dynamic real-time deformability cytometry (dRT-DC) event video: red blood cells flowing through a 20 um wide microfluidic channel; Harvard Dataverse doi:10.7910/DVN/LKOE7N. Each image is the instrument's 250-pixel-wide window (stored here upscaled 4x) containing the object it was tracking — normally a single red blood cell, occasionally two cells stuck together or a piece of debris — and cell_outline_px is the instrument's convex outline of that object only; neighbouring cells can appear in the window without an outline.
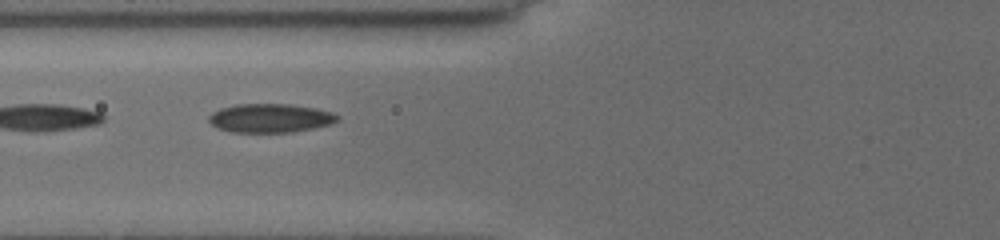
{"species": "common noctule bat (a hibernating species)", "species_latin": "Nyctalus noctula", "temperature_condition": "cold", "stored_images_in_passage": 9, "camera_frame_rate_fps": 3000, "um_per_image_px": 0.085, "animal": {"sex": "female", "body_mass_g": 19.5, "forearm_length_mm": 54.1}, "frame": {"image": 1, "passage_image": 8, "time_ms": 6.667, "image_size_px": [1000, 240], "cell_outline_px": [[340, 120], [332, 124], [292, 132], [232, 132], [216, 128], [208, 120], [208, 116], [212, 112], [220, 108], [236, 104], [292, 104], [316, 108], [332, 112], [340, 116]], "centroid_in_image_um": [22.98, 10.03], "position_along_channel_um": 102.8, "area_um2": 21.79}}